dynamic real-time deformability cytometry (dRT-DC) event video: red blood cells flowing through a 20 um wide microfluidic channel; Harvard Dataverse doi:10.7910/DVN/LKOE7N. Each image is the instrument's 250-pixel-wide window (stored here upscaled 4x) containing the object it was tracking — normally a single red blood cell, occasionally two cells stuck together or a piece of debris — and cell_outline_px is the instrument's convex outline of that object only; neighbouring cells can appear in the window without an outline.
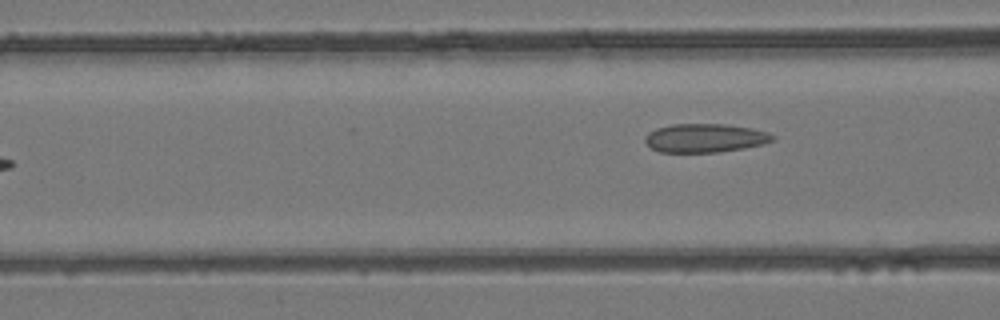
{"species": "common noctule bat (a hibernating species)", "species_latin": "Nyctalus noctula", "temperature_condition": "room temperature", "stored_images_in_passage": 3, "camera_frame_rate_fps": 3000, "um_per_image_px": 0.085, "animal": {"sex": "female", "body_mass_g": 24.6, "forearm_length_mm": 56.2}, "frame": {"image": 1, "passage_image": 3, "time_ms": 0.667, "image_size_px": [1000, 320], "cell_outline_px": [[776, 136], [772, 140], [764, 144], [744, 148], [720, 152], [660, 152], [652, 148], [644, 140], [648, 132], [656, 128], [672, 124], [724, 124], [752, 128], [768, 132]], "centroid_in_image_um": [59.94, 11.73], "position_along_channel_um": 106.7, "area_um2": 21.33}}